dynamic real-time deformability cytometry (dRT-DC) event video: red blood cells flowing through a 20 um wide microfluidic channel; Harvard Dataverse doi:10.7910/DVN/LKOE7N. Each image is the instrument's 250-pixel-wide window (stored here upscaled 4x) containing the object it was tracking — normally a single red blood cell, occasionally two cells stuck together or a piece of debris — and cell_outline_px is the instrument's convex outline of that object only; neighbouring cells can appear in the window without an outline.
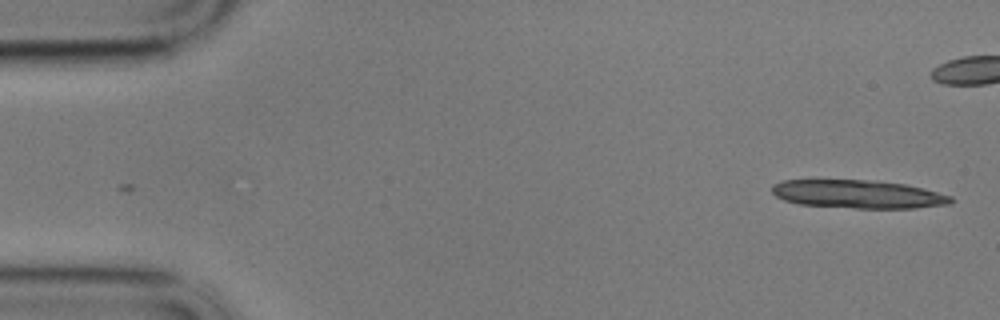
{"species": "common noctule bat (a hibernating species)", "species_latin": "Nyctalus noctula", "temperature_condition": "cold", "stored_images_in_passage": 9, "camera_frame_rate_fps": 3000, "um_per_image_px": 0.085, "animal": {"sex": "male", "body_mass_g": 17.9}, "frame": {"image": 1, "passage_image": 1, "time_ms": 0.0, "image_size_px": [1000, 320], "cell_outline_px": [[952, 200], [948, 204], [916, 208], [856, 208], [800, 204], [784, 200], [776, 196], [772, 192], [772, 184], [784, 180], [876, 180], [904, 184], [924, 188], [952, 196]], "centroid_in_image_um": [72.94, 16.5], "position_along_channel_um": 12.1, "area_um2": 29.42}}